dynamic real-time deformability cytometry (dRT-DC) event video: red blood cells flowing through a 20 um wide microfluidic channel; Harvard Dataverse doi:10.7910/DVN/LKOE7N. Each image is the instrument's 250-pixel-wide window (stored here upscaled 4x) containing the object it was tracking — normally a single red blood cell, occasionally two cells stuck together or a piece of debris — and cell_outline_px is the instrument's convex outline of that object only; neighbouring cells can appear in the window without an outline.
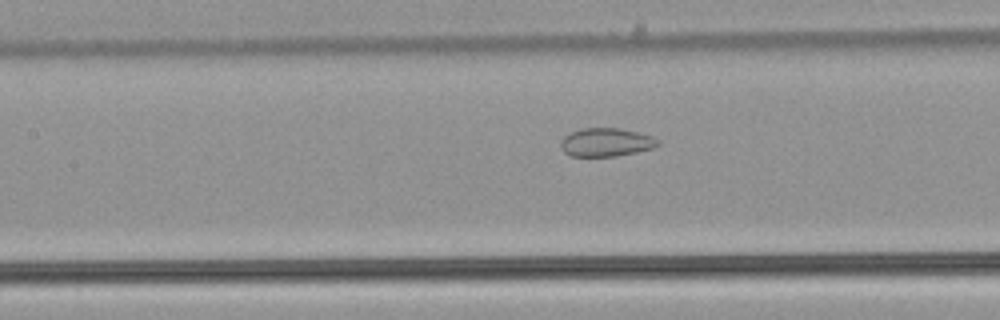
{"species": "common noctule bat (a hibernating species)", "species_latin": "Nyctalus noctula", "temperature_condition": "warm", "stored_images_in_passage": 30, "camera_frame_rate_fps": 3000, "um_per_image_px": 0.085, "animal": {"sex": "male", "body_mass_g": 21.5, "forearm_length_mm": 52.0}, "frame": {"image": 1, "passage_image": 12, "time_ms": 3.667, "image_size_px": [1000, 320], "cell_outline_px": [[660, 144], [652, 148], [636, 152], [616, 156], [572, 156], [564, 152], [560, 144], [564, 136], [580, 128], [620, 128], [652, 136], [660, 140]], "centroid_in_image_um": [51.53, 12.09], "position_along_channel_um": 155.9, "area_um2": 16.01}}
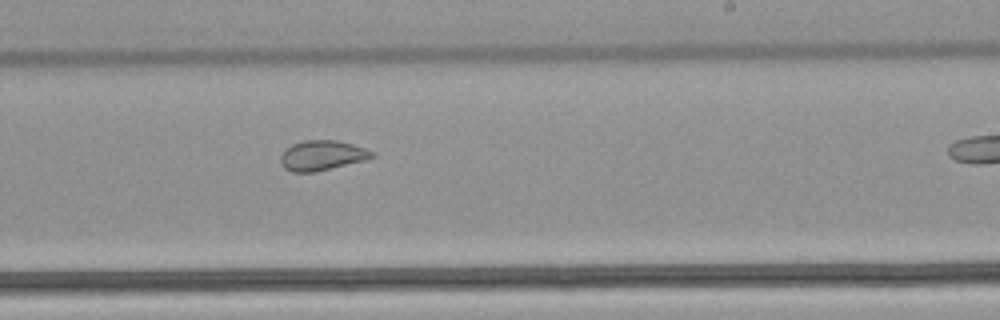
{"frame": {"image": 2, "passage_image": 20, "time_ms": 6.333, "image_size_px": [1000, 320], "cell_outline_px": [[376, 156], [364, 160], [316, 172], [292, 172], [284, 168], [280, 160], [280, 156], [292, 144], [304, 140], [336, 140], [352, 144], [376, 152]], "centroid_in_image_um": [27.39, 13.21], "position_along_channel_um": 261.6, "area_um2": 15.9}}
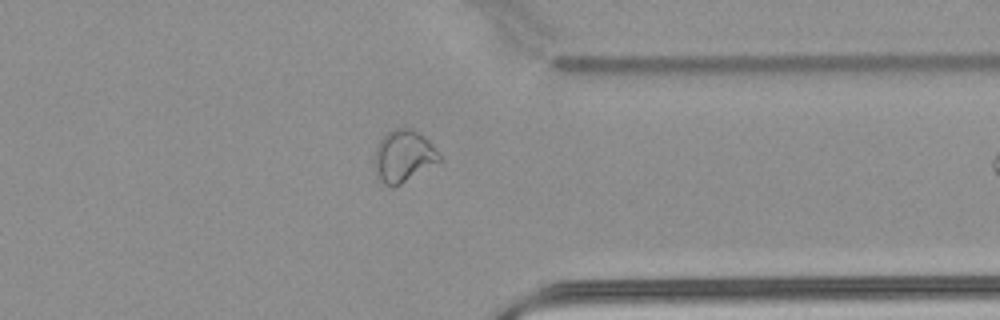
{"frame": {"image": 3, "passage_image": 29, "time_ms": 9.333, "image_size_px": [1000, 320], "cell_outline_px": [[444, 160], [400, 184], [392, 188], [384, 184], [380, 180], [376, 168], [376, 148], [380, 140], [388, 132], [396, 128], [412, 128], [424, 136], [432, 144]], "centroid_in_image_um": [34.35, 13.27], "position_along_channel_um": 377.0, "area_um2": 19.42}}